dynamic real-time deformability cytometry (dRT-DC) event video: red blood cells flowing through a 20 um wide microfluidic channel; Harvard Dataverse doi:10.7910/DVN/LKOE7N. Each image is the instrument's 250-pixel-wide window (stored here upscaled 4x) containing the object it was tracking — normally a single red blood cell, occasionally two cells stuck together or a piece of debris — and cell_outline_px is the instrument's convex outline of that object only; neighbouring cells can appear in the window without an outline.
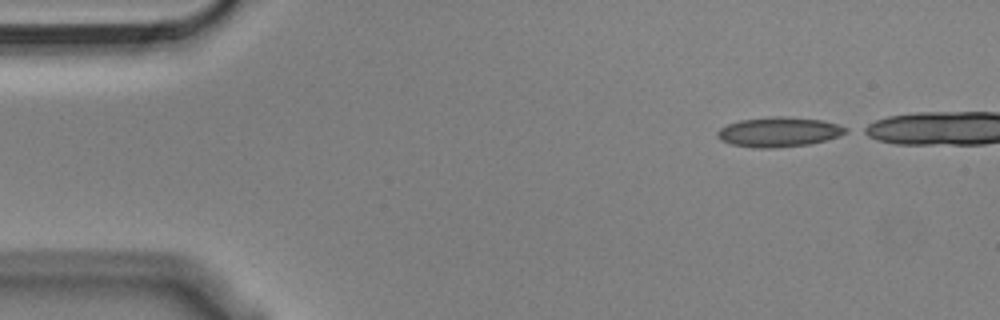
{"species": "Egyptian fruit bat (a non-hibernating species)", "species_latin": "Rousettus aegyptiacus", "temperature_condition": "cold", "stored_images_in_passage": 40, "camera_frame_rate_fps": 3000, "um_per_image_px": 0.085, "animal": {"sex": "male"}, "frame": {"image": 1, "passage_image": 1, "time_ms": 0.0, "image_size_px": [1000, 320], "cell_outline_px": [[848, 132], [840, 136], [808, 144], [776, 148], [752, 148], [732, 144], [720, 140], [716, 136], [716, 132], [720, 128], [728, 124], [740, 120], [776, 116], [784, 116], [820, 120], [836, 124], [848, 128]], "centroid_in_image_um": [66.17, 11.22], "position_along_channel_um": 18.8, "area_um2": 22.2}}
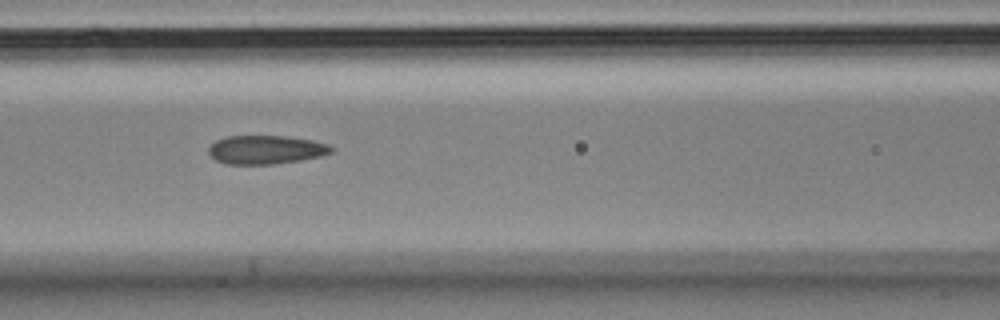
{"frame": {"image": 2, "passage_image": 18, "time_ms": 5.667, "image_size_px": [1000, 320], "cell_outline_px": [[336, 148], [332, 152], [320, 156], [300, 160], [272, 164], [224, 164], [216, 160], [208, 152], [208, 148], [216, 140], [228, 136], [288, 136], [312, 140], [328, 144]], "centroid_in_image_um": [22.61, 12.72], "position_along_channel_um": 144.0, "area_um2": 20.52}}
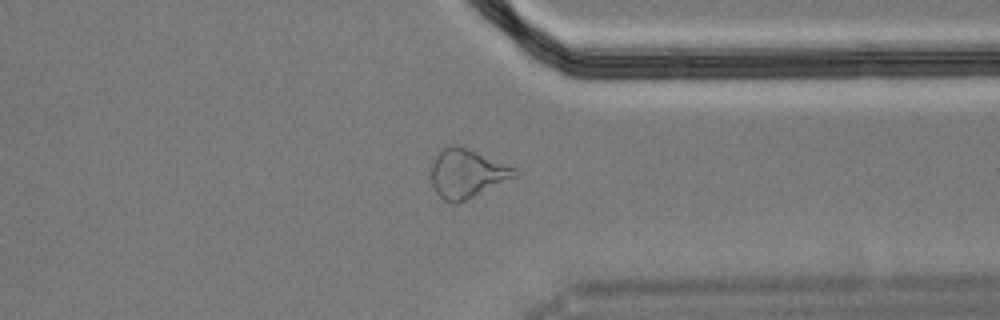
{"frame": {"image": 3, "passage_image": 37, "time_ms": 12.0, "image_size_px": [1000, 320], "cell_outline_px": [[520, 176], [468, 200], [456, 204], [452, 204], [444, 200], [436, 192], [432, 184], [432, 160], [440, 148], [444, 144], [456, 144], [468, 148], [516, 168], [520, 172]], "centroid_in_image_um": [39.72, 14.74], "position_along_channel_um": 371.7, "area_um2": 24.51}}